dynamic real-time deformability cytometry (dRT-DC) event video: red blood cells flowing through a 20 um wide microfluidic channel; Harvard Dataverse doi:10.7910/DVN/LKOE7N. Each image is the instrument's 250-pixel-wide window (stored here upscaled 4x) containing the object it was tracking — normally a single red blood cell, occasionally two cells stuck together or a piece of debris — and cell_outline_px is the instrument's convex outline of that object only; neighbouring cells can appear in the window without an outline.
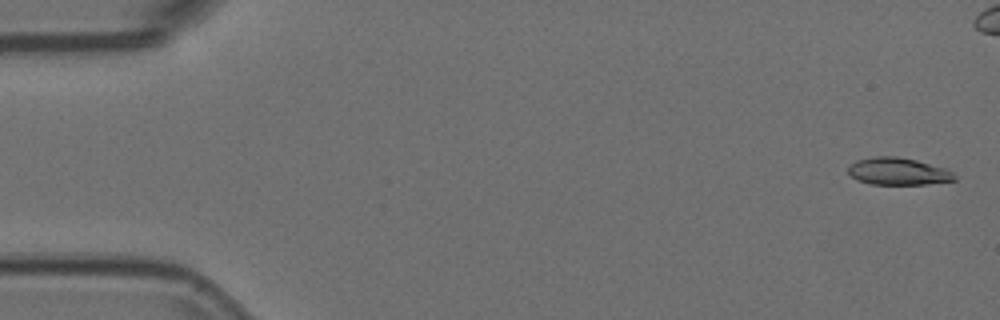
{"species": "Egyptian fruit bat (a non-hibernating species)", "species_latin": "Rousettus aegyptiacus", "temperature_condition": "room temperature", "stored_images_in_passage": 33, "camera_frame_rate_fps": 3000, "um_per_image_px": 0.085, "animal": {"sex": "female"}, "frame": {"image": 1, "passage_image": 2, "time_ms": 0.333, "image_size_px": [1000, 320], "cell_outline_px": [[956, 180], [924, 184], [872, 184], [856, 180], [848, 172], [848, 164], [856, 160], [872, 156], [896, 156], [916, 160], [944, 168], [952, 172], [956, 176]], "centroid_in_image_um": [76.29, 14.56], "position_along_channel_um": 8.7, "area_um2": 16.88}}
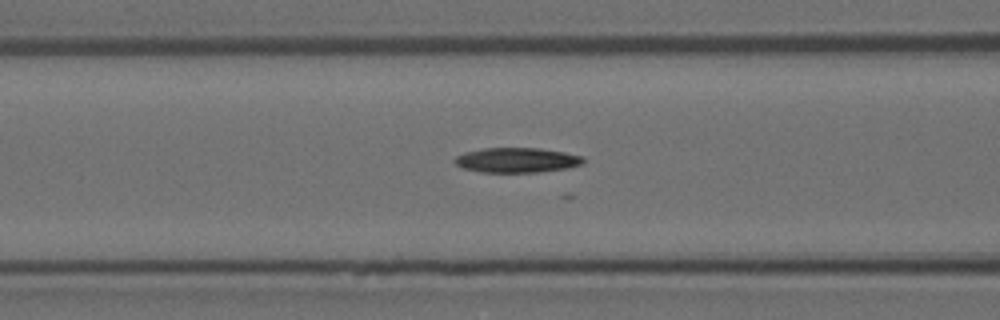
{"frame": {"image": 2, "passage_image": 22, "time_ms": 7.0, "image_size_px": [1000, 320], "cell_outline_px": [[584, 164], [568, 168], [540, 172], [480, 172], [464, 168], [456, 164], [452, 160], [456, 156], [464, 152], [484, 148], [540, 148], [564, 152], [584, 156]], "centroid_in_image_um": [43.95, 13.61], "position_along_channel_um": 122.6, "area_um2": 18.79}}
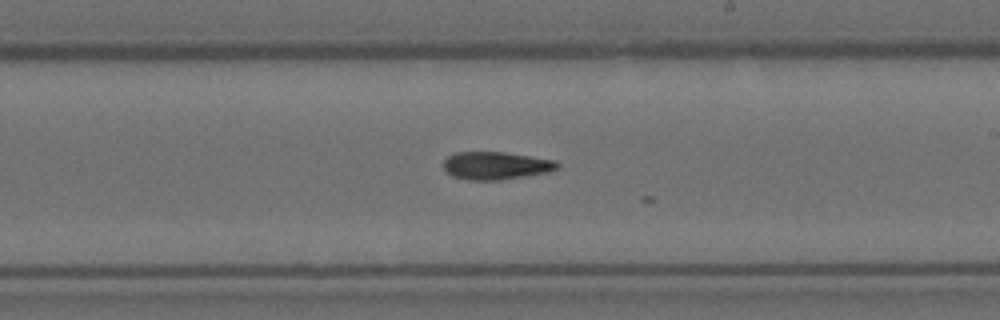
{"frame": {"image": 3, "passage_image": 32, "time_ms": 10.333, "image_size_px": [1000, 320], "cell_outline_px": [[560, 168], [548, 172], [500, 180], [468, 180], [452, 176], [444, 168], [444, 160], [448, 156], [456, 152], [504, 152], [556, 160], [560, 164]], "centroid_in_image_um": [42.18, 14.07], "position_along_channel_um": 246.8, "area_um2": 18.44}}